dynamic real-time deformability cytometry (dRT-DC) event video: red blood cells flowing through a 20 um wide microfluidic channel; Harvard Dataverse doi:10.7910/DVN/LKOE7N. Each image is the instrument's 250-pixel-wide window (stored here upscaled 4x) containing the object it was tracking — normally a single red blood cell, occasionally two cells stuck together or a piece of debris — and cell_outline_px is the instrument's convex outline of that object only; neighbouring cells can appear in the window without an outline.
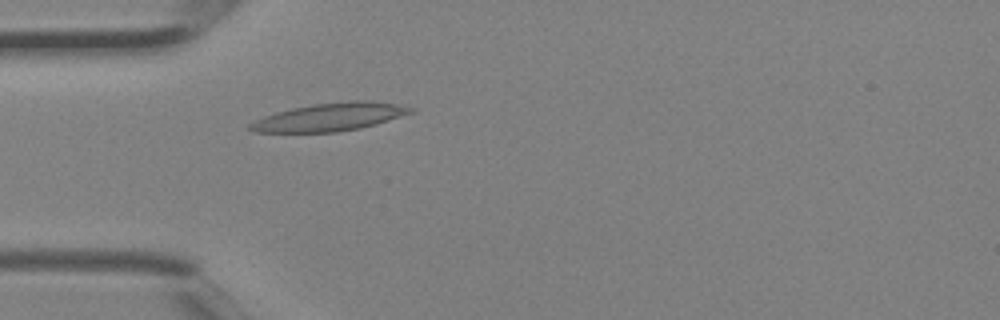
{"species": "Egyptian fruit bat (a non-hibernating species)", "species_latin": "Rousettus aegyptiacus", "temperature_condition": "room temperature", "stored_images_in_passage": 3, "camera_frame_rate_fps": 3000, "um_per_image_px": 0.085, "animal": {"sex": "female"}, "frame": {"image": 1, "passage_image": 3, "time_ms": 0.667, "image_size_px": [1000, 320], "cell_outline_px": [[416, 112], [376, 124], [360, 128], [336, 132], [252, 132], [248, 128], [248, 124], [264, 116], [276, 112], [292, 108], [312, 104], [348, 100], [372, 100], [396, 104], [412, 108]], "centroid_in_image_um": [28.05, 9.94], "position_along_channel_um": 56.9, "area_um2": 26.3}}